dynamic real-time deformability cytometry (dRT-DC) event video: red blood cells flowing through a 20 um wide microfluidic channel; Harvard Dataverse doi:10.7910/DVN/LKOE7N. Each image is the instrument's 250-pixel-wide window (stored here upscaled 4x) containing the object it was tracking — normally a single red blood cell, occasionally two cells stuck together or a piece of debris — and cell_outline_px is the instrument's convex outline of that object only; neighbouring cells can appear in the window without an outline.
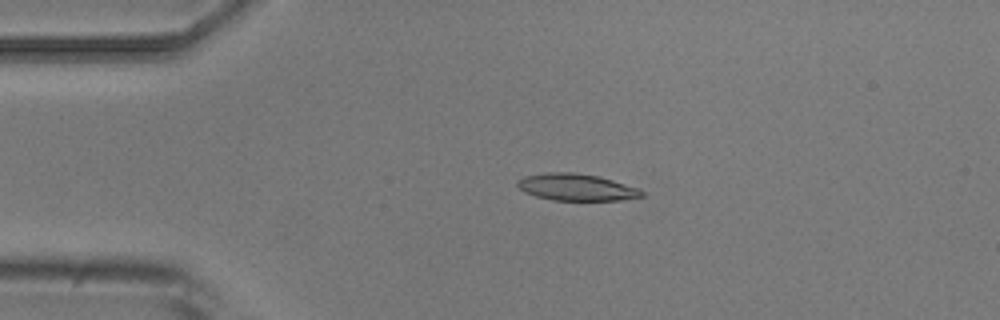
{"species": "common noctule bat (a hibernating species)", "species_latin": "Nyctalus noctula", "temperature_condition": "room temperature", "stored_images_in_passage": 6, "camera_frame_rate_fps": 3000, "um_per_image_px": 0.085, "animal": {"sex": "male", "body_mass_g": 20.5, "forearm_length_mm": 52.5}, "frame": {"image": 1, "passage_image": 4, "time_ms": 3.667, "image_size_px": [1000, 320], "cell_outline_px": [[644, 196], [620, 200], [552, 200], [536, 196], [524, 192], [516, 184], [524, 176], [548, 172], [572, 172], [600, 176], [640, 188], [644, 192]], "centroid_in_image_um": [49.03, 15.91], "position_along_channel_um": 36.0, "area_um2": 19.48}}
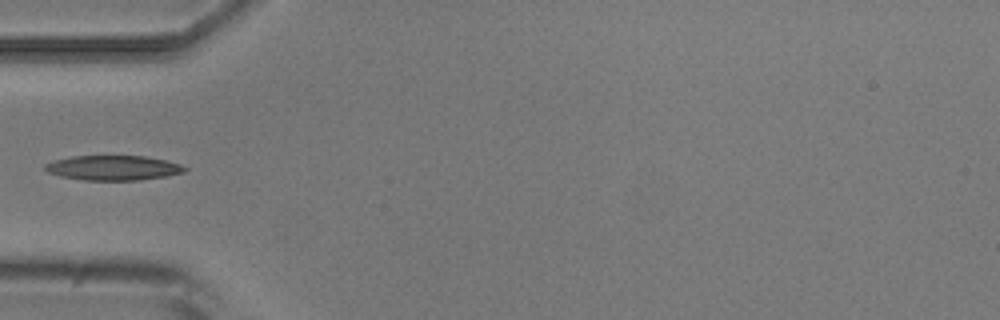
{"frame": {"image": 2, "passage_image": 6, "time_ms": 5.667, "image_size_px": [1000, 320], "cell_outline_px": [[188, 168], [184, 172], [168, 176], [140, 180], [80, 180], [60, 176], [48, 172], [44, 168], [44, 164], [52, 160], [72, 156], [144, 156], [164, 160], [180, 164]], "centroid_in_image_um": [9.6, 14.27], "position_along_channel_um": 75.4, "area_um2": 20.29}}